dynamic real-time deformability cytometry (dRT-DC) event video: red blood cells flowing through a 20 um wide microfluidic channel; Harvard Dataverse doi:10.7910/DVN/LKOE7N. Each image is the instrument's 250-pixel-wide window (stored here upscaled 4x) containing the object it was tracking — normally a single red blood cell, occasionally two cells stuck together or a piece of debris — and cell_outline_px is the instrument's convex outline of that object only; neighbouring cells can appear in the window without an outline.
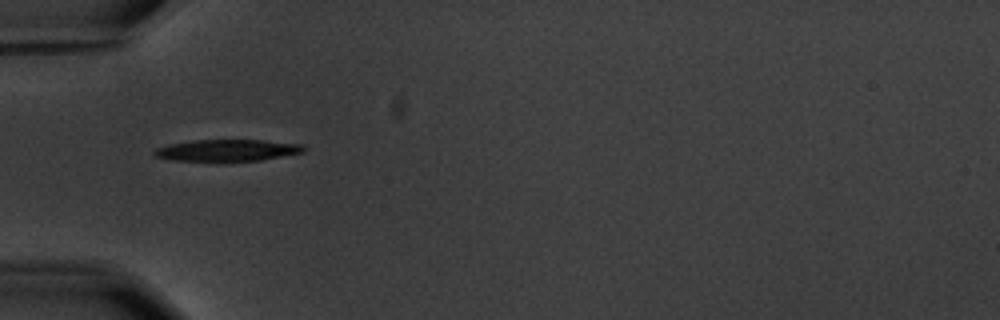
{"species": "common noctule bat (a hibernating species)", "species_latin": "Nyctalus noctula", "temperature_condition": "warm", "stored_images_in_passage": 13, "camera_frame_rate_fps": 3000, "um_per_image_px": 0.085, "animal": {"sex": "male", "body_mass_g": 20.1, "forearm_length_mm": 53.5}, "frame": {"image": 1, "passage_image": 3, "time_ms": 3.0, "image_size_px": [1000, 320], "cell_outline_px": [[308, 148], [304, 152], [260, 160], [220, 164], [216, 164], [172, 160], [156, 156], [152, 152], [156, 148], [172, 144], [192, 140], [264, 140], [304, 144]], "centroid_in_image_um": [19.33, 12.82], "position_along_channel_um": 65.7, "area_um2": 19.88}}
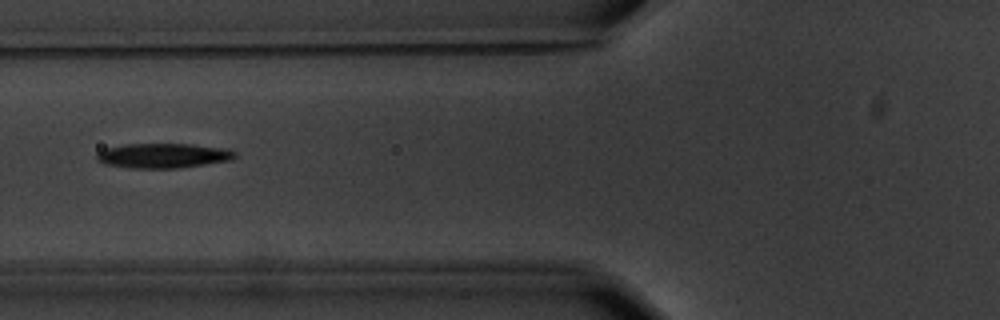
{"frame": {"image": 2, "passage_image": 4, "time_ms": 4.333, "image_size_px": [1000, 320], "cell_outline_px": [[236, 156], [232, 160], [176, 168], [128, 168], [104, 164], [96, 160], [96, 156], [104, 148], [124, 144], [192, 144], [228, 148], [236, 152]], "centroid_in_image_um": [13.87, 13.22], "position_along_channel_um": 111.9, "area_um2": 20.06}}
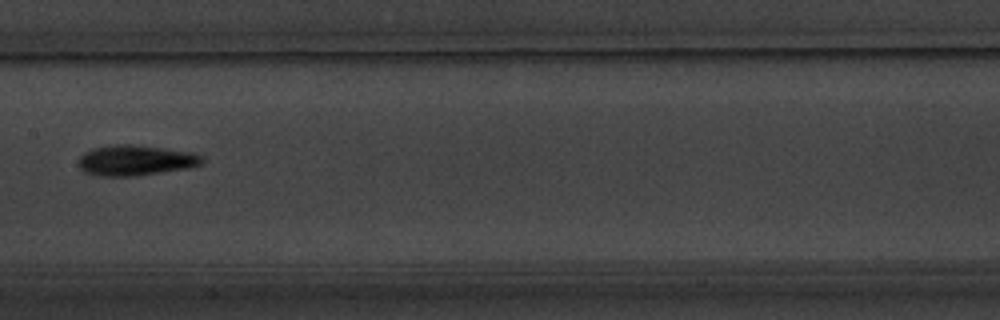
{"frame": {"image": 3, "passage_image": 6, "time_ms": 6.667, "image_size_px": [1000, 320], "cell_outline_px": [[204, 164], [188, 168], [136, 176], [92, 176], [84, 172], [76, 164], [80, 156], [84, 152], [92, 148], [112, 144], [132, 144], [164, 148], [192, 152], [204, 156]], "centroid_in_image_um": [11.5, 13.63], "position_along_channel_um": 195.9, "area_um2": 22.43}, "authors_computed_cell_mechanics": {"area_um2": 19.652, "velocity_mm_per_s": 3.5818, "shape_relaxation_time_tau1_ms": 2.2186, "shape_relaxation_time_tau2_ms": null, "deformation_change_tau1": 0.117, "deformation_change_tau2": null}}